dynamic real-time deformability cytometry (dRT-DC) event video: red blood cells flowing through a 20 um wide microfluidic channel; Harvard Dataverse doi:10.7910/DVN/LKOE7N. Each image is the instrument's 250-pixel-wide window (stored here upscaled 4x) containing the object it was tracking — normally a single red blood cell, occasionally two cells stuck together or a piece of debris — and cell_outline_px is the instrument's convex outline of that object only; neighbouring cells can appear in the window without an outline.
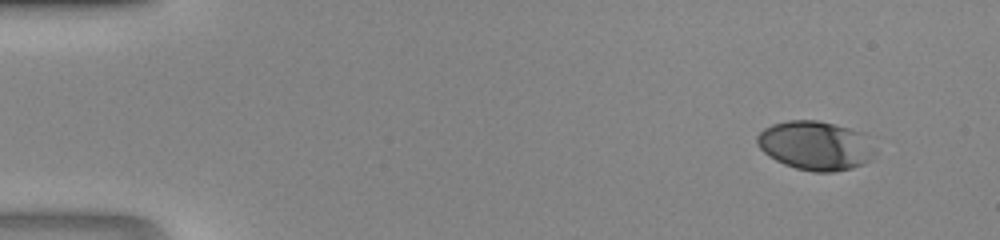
{"species": "human", "species_latin": "Homo sapiens", "temperature_condition": "room temperature", "stored_images_in_passage": 43, "camera_frame_rate_fps": 3000, "um_per_image_px": 0.085, "donor": {"sex": "male"}, "frame": {"image": 1, "passage_image": 1, "time_ms": 0.0, "image_size_px": [1000, 240], "cell_outline_px": [[876, 152], [868, 160], [852, 168], [832, 172], [812, 172], [796, 168], [784, 164], [776, 160], [764, 152], [756, 144], [756, 136], [764, 128], [772, 124], [788, 120], [816, 120], [864, 132]], "centroid_in_image_um": [69.29, 12.37], "position_along_channel_um": 15.7, "area_um2": 33.58}}
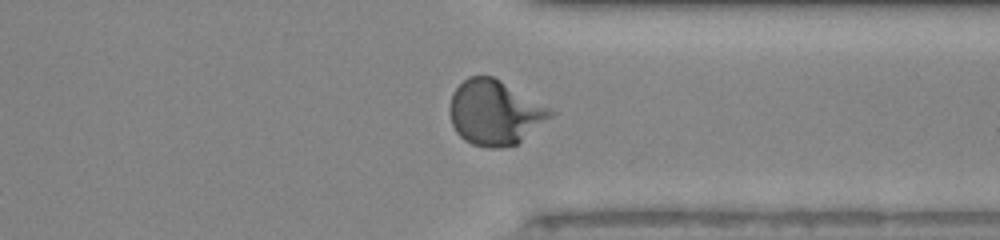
{"frame": {"image": 2, "passage_image": 33, "time_ms": 10.667, "image_size_px": [1000, 240], "cell_outline_px": [[556, 112], [552, 116], [516, 144], [500, 148], [488, 148], [472, 144], [464, 140], [456, 132], [452, 124], [448, 108], [452, 92], [468, 76], [492, 76]], "centroid_in_image_um": [42.0, 9.58], "position_along_channel_um": 369.4, "area_um2": 37.57}}
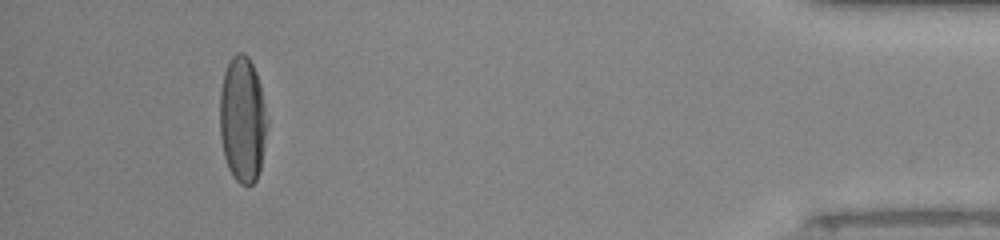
{"frame": {"image": 3, "passage_image": 40, "time_ms": 13.0, "image_size_px": [1000, 240], "cell_outline_px": [[268, 124], [260, 168], [256, 180], [252, 184], [240, 184], [232, 176], [228, 168], [224, 156], [220, 136], [220, 92], [224, 72], [228, 60], [236, 52], [244, 52], [248, 56], [256, 72], [260, 84], [268, 120]], "centroid_in_image_um": [20.61, 10.13], "position_along_channel_um": 414.6, "area_um2": 35.03}}